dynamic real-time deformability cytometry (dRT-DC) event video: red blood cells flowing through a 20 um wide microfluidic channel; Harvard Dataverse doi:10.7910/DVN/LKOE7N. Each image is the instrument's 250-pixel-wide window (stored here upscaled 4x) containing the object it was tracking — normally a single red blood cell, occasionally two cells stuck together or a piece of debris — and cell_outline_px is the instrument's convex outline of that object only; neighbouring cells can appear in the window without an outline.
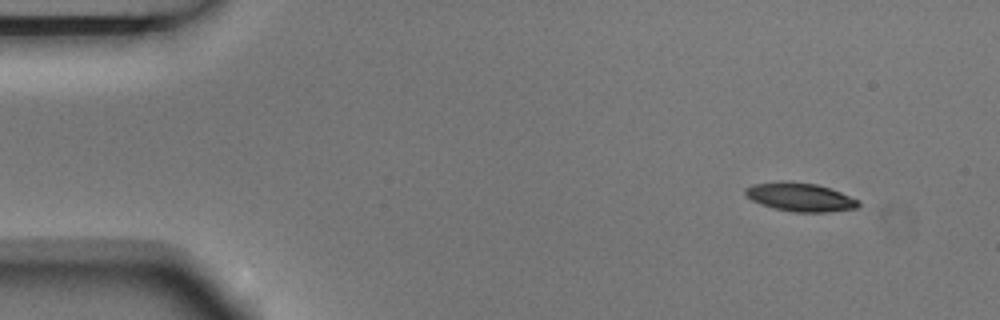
{"species": "Egyptian fruit bat (a non-hibernating species)", "species_latin": "Rousettus aegyptiacus", "temperature_condition": "room temperature", "stored_images_in_passage": 5, "segment_of_instrument_passage": [1, 2], "camera_frame_rate_fps": 3000, "um_per_image_px": 0.085, "animal": {"sex": "male"}, "frame": {"image": 1, "passage_image": 1, "time_ms": 0.0, "image_size_px": [1000, 320], "cell_outline_px": [[860, 204], [856, 208], [828, 212], [792, 212], [772, 208], [752, 200], [744, 192], [744, 188], [752, 184], [780, 180], [816, 184], [840, 192], [860, 200]], "centroid_in_image_um": [67.99, 16.75], "position_along_channel_um": 17.0, "area_um2": 18.9}}